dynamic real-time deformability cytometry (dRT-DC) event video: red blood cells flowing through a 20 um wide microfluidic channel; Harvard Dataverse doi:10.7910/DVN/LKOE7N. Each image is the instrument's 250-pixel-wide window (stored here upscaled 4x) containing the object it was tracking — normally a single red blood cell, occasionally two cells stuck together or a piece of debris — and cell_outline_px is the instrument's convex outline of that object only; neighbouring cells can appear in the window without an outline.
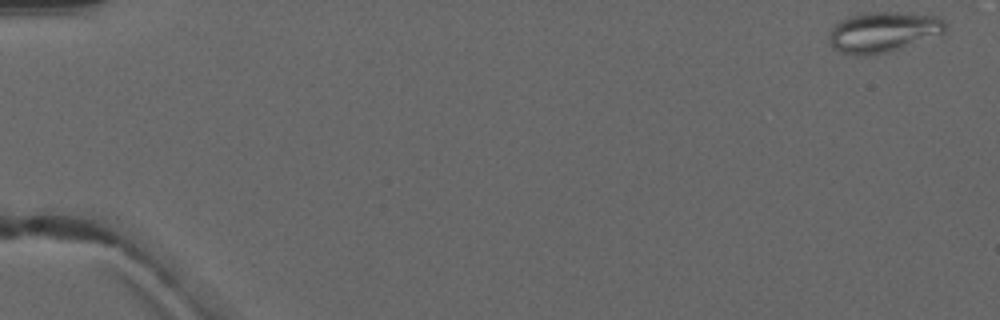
{"species": "common noctule bat (a hibernating species)", "species_latin": "Nyctalus noctula", "temperature_condition": "warm", "stored_images_in_passage": 5, "camera_frame_rate_fps": 3000, "um_per_image_px": 0.085, "animal": {"sex": "male", "forearm_length_mm": 52.5}, "frame": {"image": 1, "passage_image": 1, "time_ms": 0.0, "image_size_px": [1000, 320], "cell_outline_px": [[948, 24], [944, 32], [888, 52], [856, 56], [840, 52], [832, 48], [828, 40], [828, 36], [832, 28], [840, 20], [848, 16], [864, 12], [900, 12], [940, 16]], "centroid_in_image_um": [75.03, 2.7], "position_along_channel_um": 10.0, "area_um2": 27.4}}